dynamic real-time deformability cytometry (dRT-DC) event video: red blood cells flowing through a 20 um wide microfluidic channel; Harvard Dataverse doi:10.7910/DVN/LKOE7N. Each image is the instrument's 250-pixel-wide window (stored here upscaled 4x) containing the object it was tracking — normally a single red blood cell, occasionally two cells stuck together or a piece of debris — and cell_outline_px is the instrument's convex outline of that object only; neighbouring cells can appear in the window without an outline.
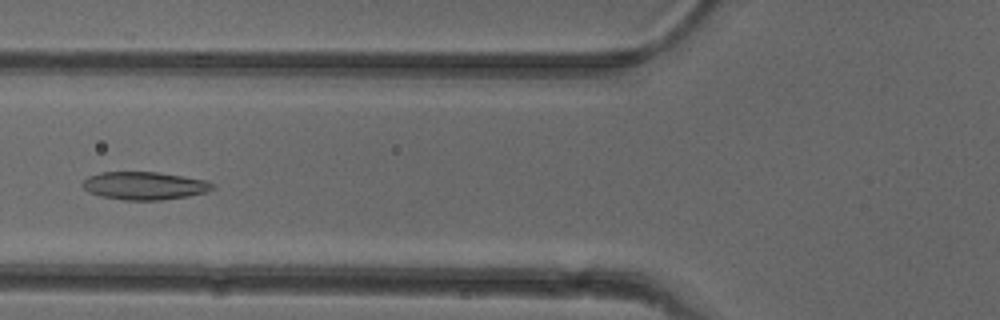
{"species": "common noctule bat (a hibernating species)", "species_latin": "Nyctalus noctula", "temperature_condition": "cold", "stored_images_in_passage": 38, "camera_frame_rate_fps": 3000, "um_per_image_px": 0.085, "animal": {"sex": "female"}, "frame": {"image": 1, "passage_image": 6, "time_ms": 1.667, "image_size_px": [1000, 320], "cell_outline_px": [[216, 188], [208, 192], [188, 196], [160, 200], [124, 200], [100, 196], [88, 192], [80, 184], [88, 176], [100, 172], [156, 172], [184, 176], [204, 180], [216, 184]], "centroid_in_image_um": [12.29, 15.79], "position_along_channel_um": 113.5, "area_um2": 21.33}}
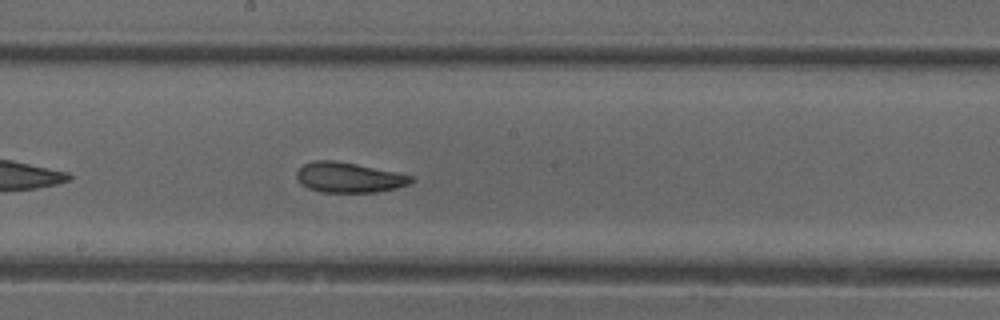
{"frame": {"image": 2, "passage_image": 14, "time_ms": 4.333, "image_size_px": [1000, 320], "cell_outline_px": [[416, 180], [408, 184], [396, 188], [376, 192], [320, 192], [308, 188], [300, 184], [296, 176], [296, 172], [304, 164], [316, 160], [332, 160], [356, 164], [396, 172], [412, 176]], "centroid_in_image_um": [29.64, 15.09], "position_along_channel_um": 218.6, "area_um2": 20.06}}
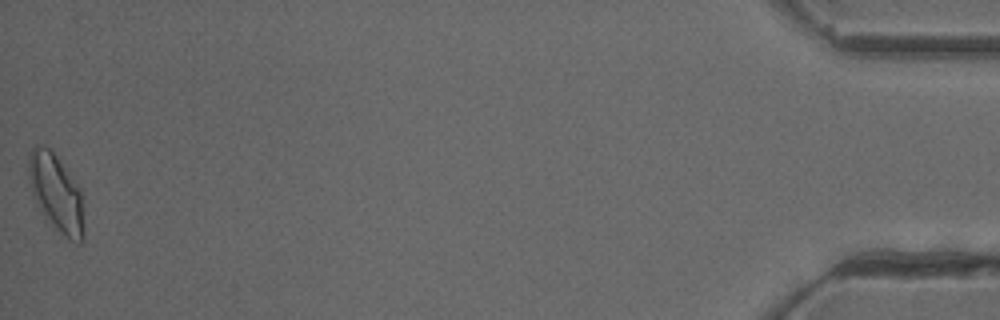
{"frame": {"image": 3, "passage_image": 38, "time_ms": 12.333, "image_size_px": [1000, 320], "cell_outline_px": [[84, 240], [80, 244], [72, 240], [60, 232], [44, 216], [36, 204], [32, 192], [28, 176], [28, 152], [36, 144], [44, 144], [52, 148], [80, 188], [84, 232]], "centroid_in_image_um": [4.75, 16.33], "position_along_channel_um": 430.4, "area_um2": 25.14}, "authors_computed_cell_mechanics": {"area_um2": 20.9236, "velocity_mm_per_s": 3.928, "shape_relaxation_time_tau1_ms": null, "shape_relaxation_time_tau2_ms": 2.8715, "deformation_change_tau1": null, "deformation_change_tau2": 0.1057}}